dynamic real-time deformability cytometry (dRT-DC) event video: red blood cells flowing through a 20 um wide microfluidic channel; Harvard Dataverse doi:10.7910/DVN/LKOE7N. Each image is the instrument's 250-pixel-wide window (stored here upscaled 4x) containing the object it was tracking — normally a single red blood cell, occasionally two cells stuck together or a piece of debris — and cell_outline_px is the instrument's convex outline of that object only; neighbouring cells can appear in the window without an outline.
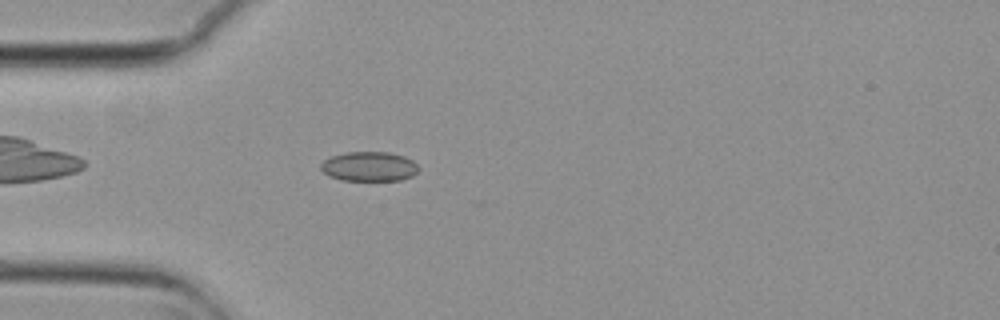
{"species": "common noctule bat (a hibernating species)", "species_latin": "Nyctalus noctula", "temperature_condition": "cold", "stored_images_in_passage": 8, "camera_frame_rate_fps": 3000, "um_per_image_px": 0.085, "animal": {"sex": "female", "body_mass_g": 29.2, "forearm_length_mm": 56.3}, "frame": {"image": 1, "passage_image": 5, "time_ms": 1.333, "image_size_px": [1000, 320], "cell_outline_px": [[420, 168], [412, 176], [400, 180], [340, 180], [328, 176], [320, 168], [320, 164], [324, 160], [332, 156], [348, 152], [388, 152], [404, 156], [412, 160]], "centroid_in_image_um": [31.37, 14.15], "position_along_channel_um": 53.6, "area_um2": 16.82}}